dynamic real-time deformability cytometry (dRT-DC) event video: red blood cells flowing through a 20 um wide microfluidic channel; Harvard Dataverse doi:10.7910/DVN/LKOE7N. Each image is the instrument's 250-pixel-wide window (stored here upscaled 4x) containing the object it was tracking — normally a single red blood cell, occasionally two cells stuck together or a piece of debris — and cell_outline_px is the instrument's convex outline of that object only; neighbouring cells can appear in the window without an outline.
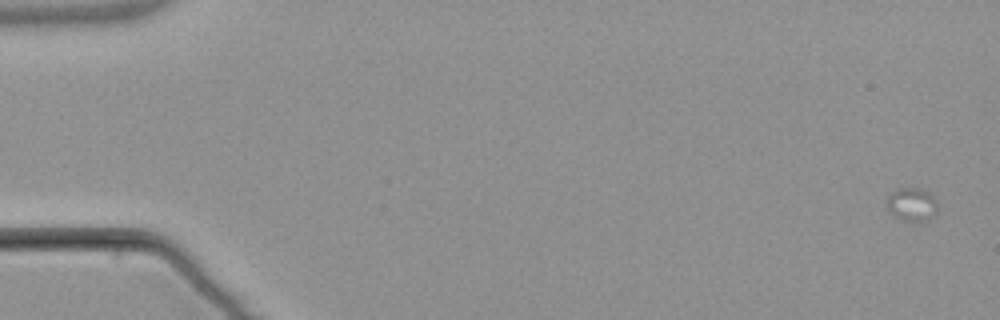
{"species": "common noctule bat (a hibernating species)", "species_latin": "Nyctalus noctula", "temperature_condition": "warm", "stored_images_in_passage": 5, "camera_frame_rate_fps": 3000, "um_per_image_px": 0.085, "animal": {"sex": "male", "body_mass_g": 21.5, "forearm_length_mm": 52.0}, "frame": {"image": 1, "passage_image": 5, "time_ms": 5.0, "image_size_px": [1000, 320], "cell_outline_px": [[936, 216], [912, 224], [888, 212], [884, 200], [892, 192], [900, 188], [920, 188], [928, 192], [932, 196], [936, 204]], "centroid_in_image_um": [77.46, 17.4], "position_along_channel_um": 7.5, "area_um2": 10.06}}